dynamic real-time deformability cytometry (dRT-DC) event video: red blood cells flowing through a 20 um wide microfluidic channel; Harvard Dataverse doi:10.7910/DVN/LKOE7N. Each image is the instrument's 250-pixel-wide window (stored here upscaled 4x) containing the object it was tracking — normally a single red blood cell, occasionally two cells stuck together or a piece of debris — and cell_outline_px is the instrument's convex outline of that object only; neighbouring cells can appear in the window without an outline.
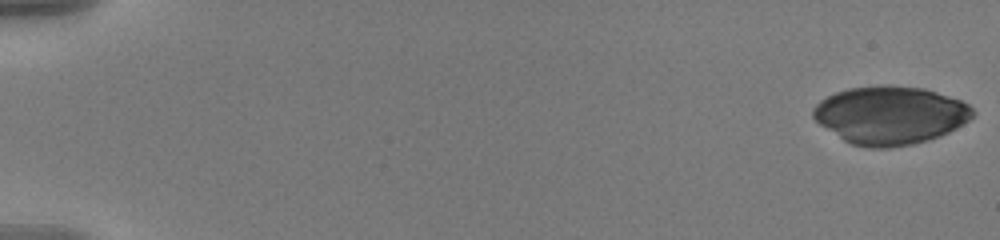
{"species": "human", "species_latin": "Homo sapiens", "temperature_condition": "warm", "stored_images_in_passage": 57, "camera_frame_rate_fps": 3000, "um_per_image_px": 0.085, "donor": {"sex": "male"}, "frame": {"image": 1, "passage_image": 1, "time_ms": 0.0, "image_size_px": [1000, 240], "cell_outline_px": [[976, 112], [968, 120], [956, 128], [940, 136], [928, 140], [912, 144], [888, 148], [868, 148], [852, 144], [844, 140], [820, 124], [812, 116], [812, 108], [820, 100], [836, 92], [848, 88], [888, 84], [924, 88], [960, 100], [968, 104]], "centroid_in_image_um": [75.66, 9.78], "position_along_channel_um": 9.3, "area_um2": 53.99}}
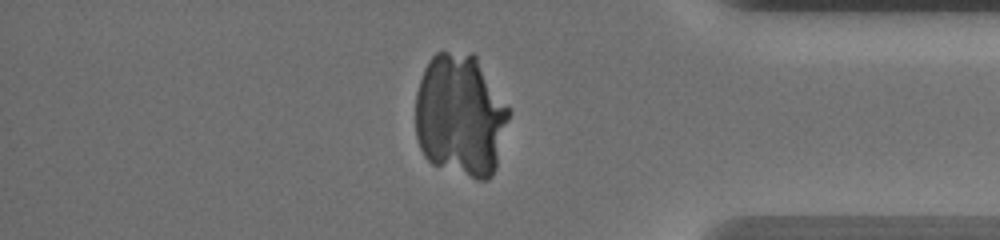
{"frame": {"image": 2, "passage_image": 49, "time_ms": 16.0, "image_size_px": [1000, 240], "cell_outline_px": [[508, 120], [496, 168], [492, 176], [488, 180], [476, 180], [432, 164], [424, 156], [420, 148], [416, 136], [416, 92], [424, 68], [428, 60], [436, 52], [472, 52], [476, 56], [508, 108]], "centroid_in_image_um": [39.1, 9.83], "position_along_channel_um": 396.1, "area_um2": 66.87}}
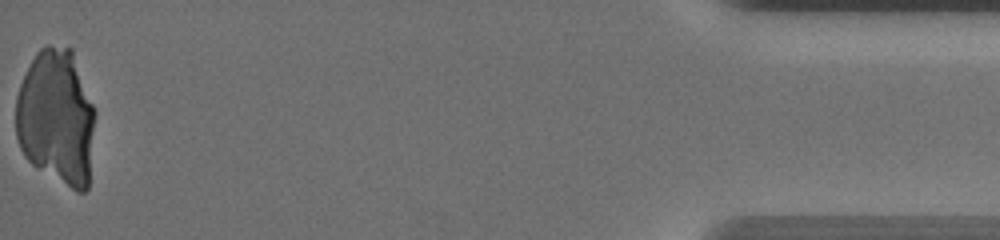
{"frame": {"image": 3, "passage_image": 57, "time_ms": 18.667, "image_size_px": [1000, 240], "cell_outline_px": [[96, 112], [88, 188], [84, 192], [76, 192], [32, 164], [24, 156], [20, 148], [16, 136], [16, 96], [20, 84], [36, 52], [44, 44], [48, 44], [72, 48]], "centroid_in_image_um": [4.8, 9.96], "position_along_channel_um": 430.4, "area_um2": 63.23}}